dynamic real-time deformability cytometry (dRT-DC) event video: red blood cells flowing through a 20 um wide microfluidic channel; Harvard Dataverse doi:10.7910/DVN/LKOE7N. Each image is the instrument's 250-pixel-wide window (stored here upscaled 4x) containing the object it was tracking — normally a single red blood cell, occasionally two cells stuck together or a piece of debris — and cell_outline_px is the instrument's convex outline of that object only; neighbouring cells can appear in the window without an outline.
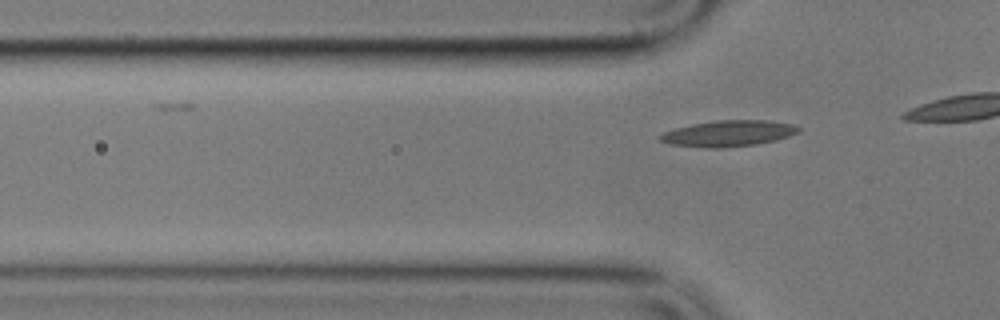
{"species": "common noctule bat (a hibernating species)", "species_latin": "Nyctalus noctula", "temperature_condition": "cold", "stored_images_in_passage": 4, "camera_frame_rate_fps": 3000, "um_per_image_px": 0.085, "animal": {"sex": "male", "body_mass_g": 17.9}, "frame": {"image": 1, "passage_image": 4, "time_ms": 3.667, "image_size_px": [1000, 320], "cell_outline_px": [[800, 132], [776, 140], [756, 144], [724, 148], [704, 148], [668, 144], [660, 140], [656, 136], [664, 132], [676, 128], [692, 124], [716, 120], [768, 120], [792, 124], [800, 128]], "centroid_in_image_um": [61.89, 11.35], "position_along_channel_um": 63.9, "area_um2": 21.15}}